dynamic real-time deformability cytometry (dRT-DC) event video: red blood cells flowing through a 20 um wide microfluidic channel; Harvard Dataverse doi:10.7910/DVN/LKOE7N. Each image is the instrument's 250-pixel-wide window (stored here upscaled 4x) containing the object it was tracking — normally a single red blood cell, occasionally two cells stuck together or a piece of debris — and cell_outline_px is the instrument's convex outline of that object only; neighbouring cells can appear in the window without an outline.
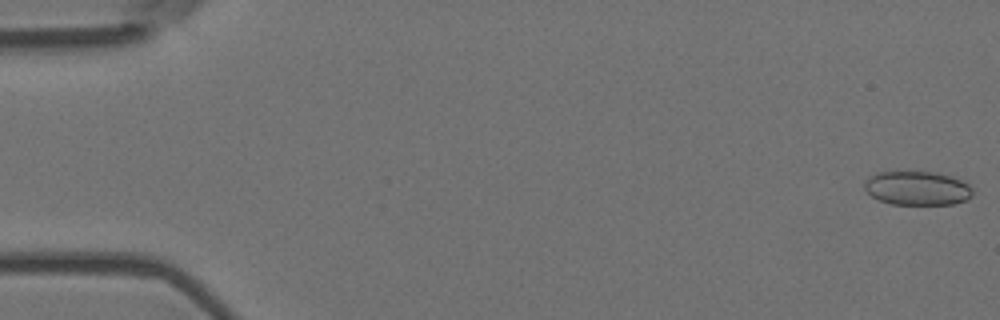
{"species": "Egyptian fruit bat (a non-hibernating species)", "species_latin": "Rousettus aegyptiacus", "temperature_condition": "room temperature", "stored_images_in_passage": 56, "camera_frame_rate_fps": 3000, "um_per_image_px": 0.085, "animal": {"sex": "female"}, "frame": {"image": 1, "passage_image": 1, "time_ms": 0.0, "image_size_px": [1000, 320], "cell_outline_px": [[972, 196], [968, 200], [952, 204], [892, 204], [880, 200], [872, 196], [864, 188], [864, 184], [868, 176], [876, 172], [936, 172], [952, 176], [968, 184], [972, 188]], "centroid_in_image_um": [77.97, 15.99], "position_along_channel_um": 7.0, "area_um2": 21.44}}
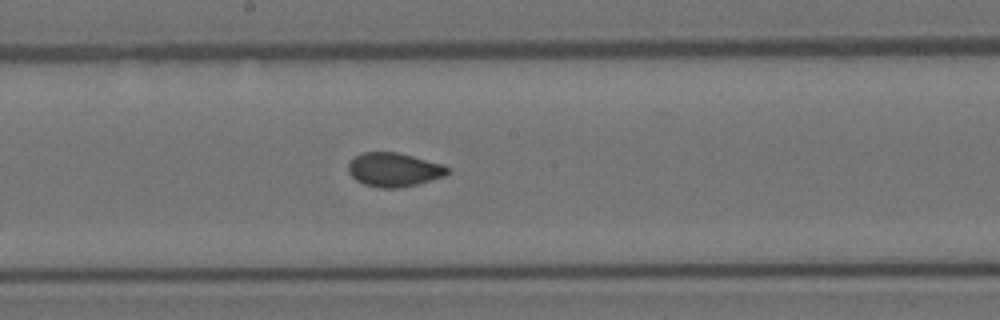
{"frame": {"image": 2, "passage_image": 30, "time_ms": 9.667, "image_size_px": [1000, 320], "cell_outline_px": [[448, 172], [444, 176], [416, 184], [400, 188], [380, 188], [364, 184], [356, 180], [348, 172], [348, 164], [356, 156], [364, 152], [396, 152], [412, 156], [440, 164], [448, 168]], "centroid_in_image_um": [33.44, 14.43], "position_along_channel_um": 214.8, "area_um2": 19.25}}
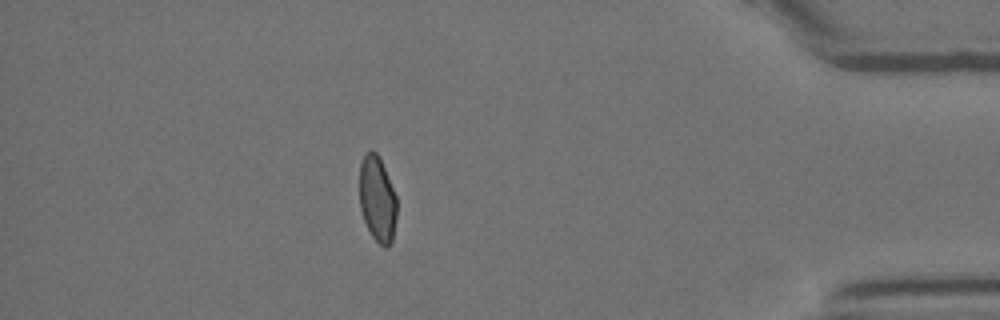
{"frame": {"image": 3, "passage_image": 49, "time_ms": 16.0, "image_size_px": [1000, 320], "cell_outline_px": [[396, 216], [392, 240], [384, 248], [372, 236], [364, 220], [360, 208], [360, 164], [364, 152], [372, 148], [380, 156], [396, 196]], "centroid_in_image_um": [32.06, 16.84], "position_along_channel_um": 403.1, "area_um2": 18.67}, "authors_computed_cell_mechanics": {"area_um2": 20.0277, "velocity_mm_per_s": 3.6619, "shape_relaxation_time_tau1_ms": null, "shape_relaxation_time_tau2_ms": 1.2359, "deformation_change_tau1": null, "deformation_change_tau2": 0.0398}}